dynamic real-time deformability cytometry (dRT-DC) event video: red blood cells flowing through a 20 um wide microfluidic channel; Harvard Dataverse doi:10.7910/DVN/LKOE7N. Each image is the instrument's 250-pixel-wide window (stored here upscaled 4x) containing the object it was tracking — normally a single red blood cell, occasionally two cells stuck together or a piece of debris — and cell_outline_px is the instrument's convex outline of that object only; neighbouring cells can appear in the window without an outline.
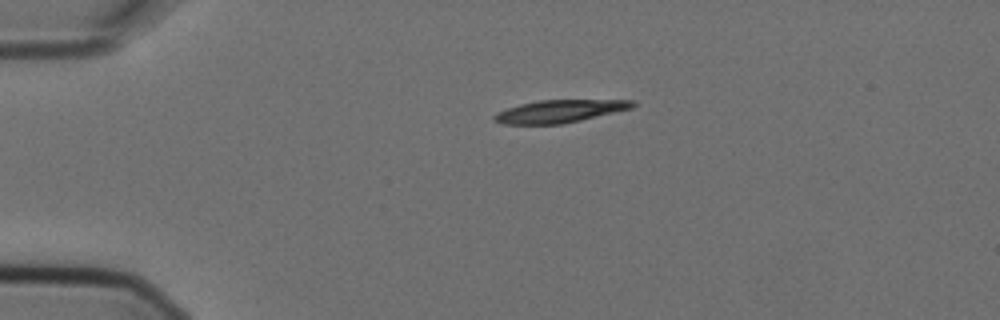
{"species": "Egyptian fruit bat (a non-hibernating species)", "species_latin": "Rousettus aegyptiacus", "temperature_condition": "cold", "stored_images_in_passage": 3, "camera_frame_rate_fps": 3000, "um_per_image_px": 0.085, "animal": {"sex": "female"}, "frame": {"image": 1, "passage_image": 3, "time_ms": 0.667, "image_size_px": [1000, 320], "cell_outline_px": [[636, 104], [632, 108], [580, 120], [560, 124], [500, 124], [492, 120], [492, 116], [496, 112], [520, 104], [540, 100], [636, 100]], "centroid_in_image_um": [47.53, 9.45], "position_along_channel_um": 37.5, "area_um2": 18.21}}